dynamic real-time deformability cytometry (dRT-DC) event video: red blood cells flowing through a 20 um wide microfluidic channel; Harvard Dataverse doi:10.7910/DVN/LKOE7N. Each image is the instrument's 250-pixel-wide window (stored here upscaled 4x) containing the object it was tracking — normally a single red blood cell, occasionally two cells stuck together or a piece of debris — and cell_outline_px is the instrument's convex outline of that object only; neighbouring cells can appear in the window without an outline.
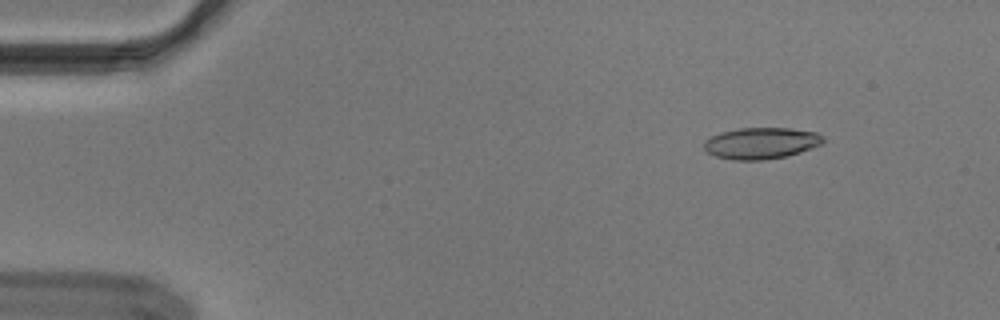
{"species": "Egyptian fruit bat (a non-hibernating species)", "species_latin": "Rousettus aegyptiacus", "temperature_condition": "cold", "stored_images_in_passage": 52, "camera_frame_rate_fps": 3000, "um_per_image_px": 0.085, "animal": {"sex": "male"}, "frame": {"image": 1, "passage_image": 4, "time_ms": 1.0, "image_size_px": [1000, 320], "cell_outline_px": [[824, 144], [788, 156], [764, 160], [732, 160], [716, 156], [708, 152], [704, 148], [704, 140], [720, 132], [740, 128], [792, 128], [816, 132], [824, 136]], "centroid_in_image_um": [64.73, 12.17], "position_along_channel_um": 20.3, "area_um2": 22.02}}
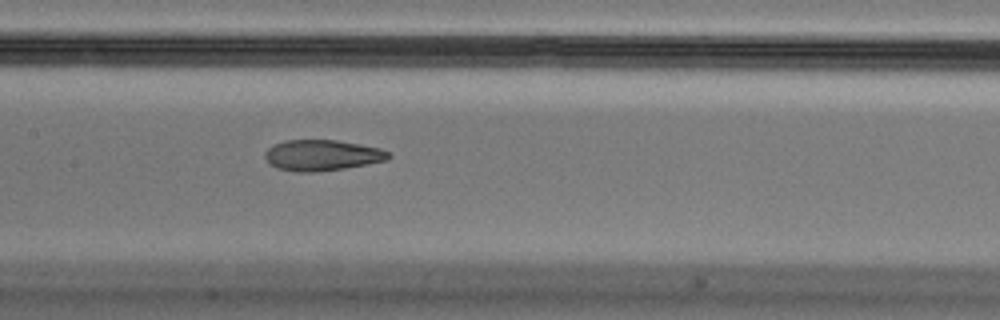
{"frame": {"image": 2, "passage_image": 24, "time_ms": 7.667, "image_size_px": [1000, 320], "cell_outline_px": [[392, 156], [388, 160], [344, 168], [312, 172], [296, 172], [276, 168], [268, 164], [264, 156], [264, 152], [272, 144], [284, 140], [336, 140], [360, 144], [380, 148], [388, 152]], "centroid_in_image_um": [27.33, 13.19], "position_along_channel_um": 180.1, "area_um2": 22.37}}
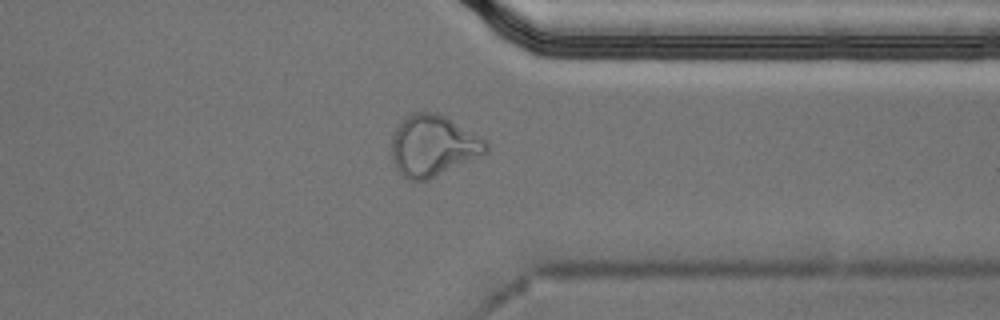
{"frame": {"image": 3, "passage_image": 40, "time_ms": 13.0, "image_size_px": [1000, 320], "cell_outline_px": [[488, 152], [428, 180], [408, 180], [396, 168], [392, 160], [392, 136], [396, 124], [412, 112], [436, 112], [444, 116], [488, 140]], "centroid_in_image_um": [36.8, 12.37], "position_along_channel_um": 374.6, "area_um2": 33.7}, "authors_computed_cell_mechanics": {"area_um2": 22.7732, "velocity_mm_per_s": 3.6957, "shape_relaxation_time_tau1_ms": null, "shape_relaxation_time_tau2_ms": 2.0072, "deformation_change_tau1": null, "deformation_change_tau2": 0.0895}}